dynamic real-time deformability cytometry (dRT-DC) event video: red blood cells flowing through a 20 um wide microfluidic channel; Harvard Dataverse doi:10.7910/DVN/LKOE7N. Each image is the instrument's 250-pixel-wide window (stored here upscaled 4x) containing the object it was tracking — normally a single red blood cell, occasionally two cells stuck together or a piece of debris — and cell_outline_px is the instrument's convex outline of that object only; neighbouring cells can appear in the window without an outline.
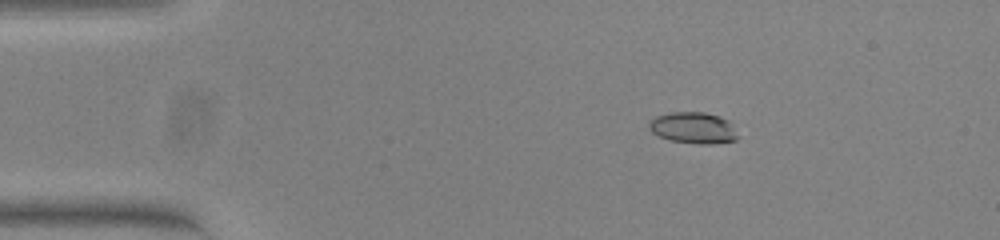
{"species": "common noctule bat (a hibernating species)", "species_latin": "Nyctalus noctula", "temperature_condition": "warm", "stored_images_in_passage": 52, "camera_frame_rate_fps": 3000, "um_per_image_px": 0.085, "animal": {"sex": "female", "body_mass_g": 23.0, "forearm_length_mm": 53.4}, "frame": {"image": 1, "passage_image": 7, "time_ms": 2.0, "image_size_px": [1000, 240], "cell_outline_px": [[740, 136], [736, 140], [712, 144], [700, 144], [672, 140], [660, 136], [652, 132], [648, 128], [648, 124], [656, 116], [672, 112], [704, 112], [720, 116], [728, 120], [732, 124]], "centroid_in_image_um": [58.98, 10.86], "position_along_channel_um": 26.0, "area_um2": 16.24}}
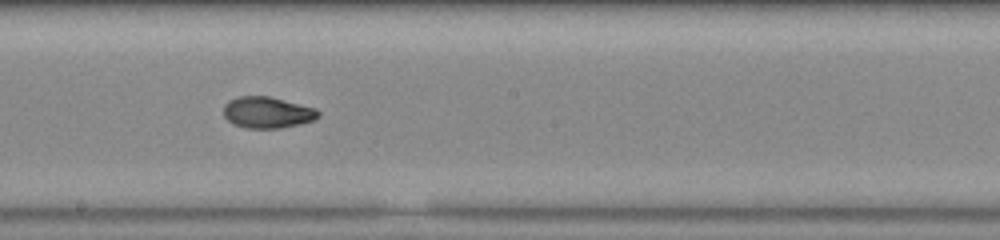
{"frame": {"image": 2, "passage_image": 28, "time_ms": 9.0, "image_size_px": [1000, 240], "cell_outline_px": [[320, 116], [312, 120], [300, 124], [280, 128], [244, 128], [232, 124], [224, 116], [224, 104], [228, 100], [240, 96], [268, 96], [316, 108], [320, 112]], "centroid_in_image_um": [22.7, 9.56], "position_along_channel_um": 225.5, "area_um2": 17.34}}
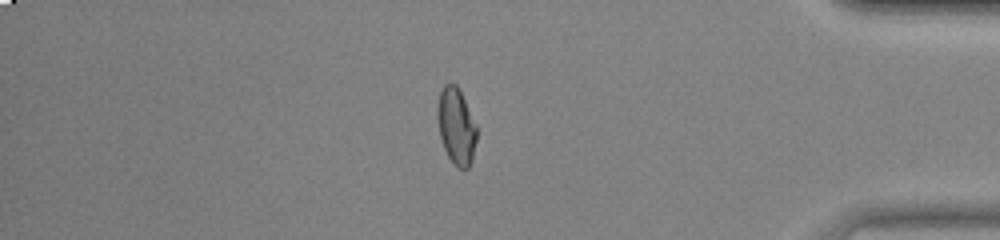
{"frame": {"image": 3, "passage_image": 44, "time_ms": 14.333, "image_size_px": [1000, 240], "cell_outline_px": [[476, 140], [472, 160], [468, 168], [464, 172], [456, 168], [448, 156], [444, 148], [440, 136], [436, 116], [436, 108], [440, 92], [444, 84], [456, 84], [476, 124]], "centroid_in_image_um": [38.76, 10.78], "position_along_channel_um": 396.4, "area_um2": 17.57}, "authors_computed_cell_mechanics": {"area_um2": 17.2244, "velocity_mm_per_s": 3.8335, "shape_relaxation_time_tau1_ms": null, "shape_relaxation_time_tau2_ms": 2.1811, "deformation_change_tau1": null, "deformation_change_tau2": 0.066}}